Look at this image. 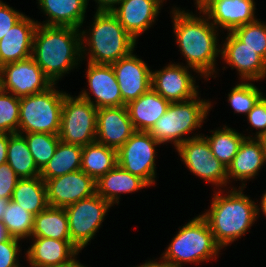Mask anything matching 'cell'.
Here are the masks:
<instances>
[{"label": "cell", "instance_id": "6da1fadb", "mask_svg": "<svg viewBox=\"0 0 266 267\" xmlns=\"http://www.w3.org/2000/svg\"><path fill=\"white\" fill-rule=\"evenodd\" d=\"M39 26L35 30L33 39L32 50L36 56L32 57L55 84L54 81L75 64L74 56L81 49L79 47L81 44L77 41H80V38H77V28L42 26L41 29Z\"/></svg>", "mask_w": 266, "mask_h": 267}, {"label": "cell", "instance_id": "7a4b0ae2", "mask_svg": "<svg viewBox=\"0 0 266 267\" xmlns=\"http://www.w3.org/2000/svg\"><path fill=\"white\" fill-rule=\"evenodd\" d=\"M257 213L256 205L248 197L232 191L227 197L216 195L211 211L202 216L207 220L215 241L223 246L244 234Z\"/></svg>", "mask_w": 266, "mask_h": 267}, {"label": "cell", "instance_id": "3957f363", "mask_svg": "<svg viewBox=\"0 0 266 267\" xmlns=\"http://www.w3.org/2000/svg\"><path fill=\"white\" fill-rule=\"evenodd\" d=\"M174 14L177 42L189 62L188 65L207 76L213 70L216 52H219L216 49L214 26L188 13L176 11Z\"/></svg>", "mask_w": 266, "mask_h": 267}, {"label": "cell", "instance_id": "277c9868", "mask_svg": "<svg viewBox=\"0 0 266 267\" xmlns=\"http://www.w3.org/2000/svg\"><path fill=\"white\" fill-rule=\"evenodd\" d=\"M93 27L89 63L112 64L132 53L136 40L111 11H97Z\"/></svg>", "mask_w": 266, "mask_h": 267}, {"label": "cell", "instance_id": "5b68a950", "mask_svg": "<svg viewBox=\"0 0 266 267\" xmlns=\"http://www.w3.org/2000/svg\"><path fill=\"white\" fill-rule=\"evenodd\" d=\"M220 247L207 220L199 216L183 226L163 258L169 260L171 267H181V261L197 262L209 259L212 255H216Z\"/></svg>", "mask_w": 266, "mask_h": 267}, {"label": "cell", "instance_id": "8992f818", "mask_svg": "<svg viewBox=\"0 0 266 267\" xmlns=\"http://www.w3.org/2000/svg\"><path fill=\"white\" fill-rule=\"evenodd\" d=\"M65 94L47 90L20 98L19 127L26 133L59 134Z\"/></svg>", "mask_w": 266, "mask_h": 267}, {"label": "cell", "instance_id": "52a82bcc", "mask_svg": "<svg viewBox=\"0 0 266 267\" xmlns=\"http://www.w3.org/2000/svg\"><path fill=\"white\" fill-rule=\"evenodd\" d=\"M97 108L87 93L75 100L65 94L61 111L59 139L66 144L85 146L97 141Z\"/></svg>", "mask_w": 266, "mask_h": 267}, {"label": "cell", "instance_id": "ba28073f", "mask_svg": "<svg viewBox=\"0 0 266 267\" xmlns=\"http://www.w3.org/2000/svg\"><path fill=\"white\" fill-rule=\"evenodd\" d=\"M209 107V103L202 100L196 101V99L184 101V103L171 102L166 113L148 132L159 143L175 140V146L178 147L186 139H177V137L190 132L197 126L200 127V122L206 116Z\"/></svg>", "mask_w": 266, "mask_h": 267}, {"label": "cell", "instance_id": "9c48e42d", "mask_svg": "<svg viewBox=\"0 0 266 267\" xmlns=\"http://www.w3.org/2000/svg\"><path fill=\"white\" fill-rule=\"evenodd\" d=\"M111 204L97 193L65 208L71 242L82 249L94 236Z\"/></svg>", "mask_w": 266, "mask_h": 267}, {"label": "cell", "instance_id": "30bf717a", "mask_svg": "<svg viewBox=\"0 0 266 267\" xmlns=\"http://www.w3.org/2000/svg\"><path fill=\"white\" fill-rule=\"evenodd\" d=\"M160 144L149 132L136 131L117 151L118 165L139 176L148 185L153 183L154 145Z\"/></svg>", "mask_w": 266, "mask_h": 267}, {"label": "cell", "instance_id": "8fae6325", "mask_svg": "<svg viewBox=\"0 0 266 267\" xmlns=\"http://www.w3.org/2000/svg\"><path fill=\"white\" fill-rule=\"evenodd\" d=\"M6 75L7 80L2 77ZM52 87L51 80L44 74L32 56L4 64L0 76V88L11 90L16 97L37 94Z\"/></svg>", "mask_w": 266, "mask_h": 267}, {"label": "cell", "instance_id": "7c38bea8", "mask_svg": "<svg viewBox=\"0 0 266 267\" xmlns=\"http://www.w3.org/2000/svg\"><path fill=\"white\" fill-rule=\"evenodd\" d=\"M44 181L50 207L66 208L96 194V181L81 169Z\"/></svg>", "mask_w": 266, "mask_h": 267}, {"label": "cell", "instance_id": "4fadbf2b", "mask_svg": "<svg viewBox=\"0 0 266 267\" xmlns=\"http://www.w3.org/2000/svg\"><path fill=\"white\" fill-rule=\"evenodd\" d=\"M177 150L194 174L210 182L219 184L226 182L227 167L212 155L206 138L197 136L187 139L177 147Z\"/></svg>", "mask_w": 266, "mask_h": 267}, {"label": "cell", "instance_id": "5bb4252c", "mask_svg": "<svg viewBox=\"0 0 266 267\" xmlns=\"http://www.w3.org/2000/svg\"><path fill=\"white\" fill-rule=\"evenodd\" d=\"M119 84L123 105L136 100L152 88V72L132 54L111 64Z\"/></svg>", "mask_w": 266, "mask_h": 267}, {"label": "cell", "instance_id": "9a60e30c", "mask_svg": "<svg viewBox=\"0 0 266 267\" xmlns=\"http://www.w3.org/2000/svg\"><path fill=\"white\" fill-rule=\"evenodd\" d=\"M135 132L126 105L97 109V142L118 151Z\"/></svg>", "mask_w": 266, "mask_h": 267}, {"label": "cell", "instance_id": "2e32d148", "mask_svg": "<svg viewBox=\"0 0 266 267\" xmlns=\"http://www.w3.org/2000/svg\"><path fill=\"white\" fill-rule=\"evenodd\" d=\"M152 88L170 102L191 100L197 96L193 79L185 67L178 65H170L163 71L152 73Z\"/></svg>", "mask_w": 266, "mask_h": 267}, {"label": "cell", "instance_id": "e0dca14e", "mask_svg": "<svg viewBox=\"0 0 266 267\" xmlns=\"http://www.w3.org/2000/svg\"><path fill=\"white\" fill-rule=\"evenodd\" d=\"M37 24L22 17L0 40V63L17 62L32 56L34 33Z\"/></svg>", "mask_w": 266, "mask_h": 267}, {"label": "cell", "instance_id": "ac0fdd59", "mask_svg": "<svg viewBox=\"0 0 266 267\" xmlns=\"http://www.w3.org/2000/svg\"><path fill=\"white\" fill-rule=\"evenodd\" d=\"M120 3L121 6L117 9L113 8L111 12L135 39L154 21L159 10L160 0H122Z\"/></svg>", "mask_w": 266, "mask_h": 267}, {"label": "cell", "instance_id": "d6986e66", "mask_svg": "<svg viewBox=\"0 0 266 267\" xmlns=\"http://www.w3.org/2000/svg\"><path fill=\"white\" fill-rule=\"evenodd\" d=\"M253 0H211L201 10L214 18V24L233 31L235 28L254 22Z\"/></svg>", "mask_w": 266, "mask_h": 267}, {"label": "cell", "instance_id": "ffe728a7", "mask_svg": "<svg viewBox=\"0 0 266 267\" xmlns=\"http://www.w3.org/2000/svg\"><path fill=\"white\" fill-rule=\"evenodd\" d=\"M88 67L89 86L97 99L94 106L97 109L122 106V95L112 65L89 63Z\"/></svg>", "mask_w": 266, "mask_h": 267}, {"label": "cell", "instance_id": "44dd1931", "mask_svg": "<svg viewBox=\"0 0 266 267\" xmlns=\"http://www.w3.org/2000/svg\"><path fill=\"white\" fill-rule=\"evenodd\" d=\"M227 40L222 54L229 65L237 67L246 79H259L266 74V61L258 53L245 46L232 31Z\"/></svg>", "mask_w": 266, "mask_h": 267}, {"label": "cell", "instance_id": "7402d4cb", "mask_svg": "<svg viewBox=\"0 0 266 267\" xmlns=\"http://www.w3.org/2000/svg\"><path fill=\"white\" fill-rule=\"evenodd\" d=\"M170 103L153 88L129 102L126 107L135 130L148 132L166 113Z\"/></svg>", "mask_w": 266, "mask_h": 267}, {"label": "cell", "instance_id": "603a6c76", "mask_svg": "<svg viewBox=\"0 0 266 267\" xmlns=\"http://www.w3.org/2000/svg\"><path fill=\"white\" fill-rule=\"evenodd\" d=\"M78 250L71 240L36 237L27 254L33 267H47L68 261Z\"/></svg>", "mask_w": 266, "mask_h": 267}, {"label": "cell", "instance_id": "cb8c5ba5", "mask_svg": "<svg viewBox=\"0 0 266 267\" xmlns=\"http://www.w3.org/2000/svg\"><path fill=\"white\" fill-rule=\"evenodd\" d=\"M148 184L139 176L122 169L118 164L96 181V193L110 204L120 192H131Z\"/></svg>", "mask_w": 266, "mask_h": 267}, {"label": "cell", "instance_id": "d4e9b609", "mask_svg": "<svg viewBox=\"0 0 266 267\" xmlns=\"http://www.w3.org/2000/svg\"><path fill=\"white\" fill-rule=\"evenodd\" d=\"M258 142L243 140L232 163L227 167V175L245 180L257 173L266 160L263 143L260 138Z\"/></svg>", "mask_w": 266, "mask_h": 267}, {"label": "cell", "instance_id": "484cf974", "mask_svg": "<svg viewBox=\"0 0 266 267\" xmlns=\"http://www.w3.org/2000/svg\"><path fill=\"white\" fill-rule=\"evenodd\" d=\"M51 18L44 26L78 28L84 20L87 0H39Z\"/></svg>", "mask_w": 266, "mask_h": 267}, {"label": "cell", "instance_id": "4316f807", "mask_svg": "<svg viewBox=\"0 0 266 267\" xmlns=\"http://www.w3.org/2000/svg\"><path fill=\"white\" fill-rule=\"evenodd\" d=\"M117 150L97 141L82 147L81 170L97 181L117 165Z\"/></svg>", "mask_w": 266, "mask_h": 267}, {"label": "cell", "instance_id": "83f0119b", "mask_svg": "<svg viewBox=\"0 0 266 267\" xmlns=\"http://www.w3.org/2000/svg\"><path fill=\"white\" fill-rule=\"evenodd\" d=\"M11 200L34 216L37 215L49 206L45 181L40 176L19 179Z\"/></svg>", "mask_w": 266, "mask_h": 267}, {"label": "cell", "instance_id": "f1b7e54d", "mask_svg": "<svg viewBox=\"0 0 266 267\" xmlns=\"http://www.w3.org/2000/svg\"><path fill=\"white\" fill-rule=\"evenodd\" d=\"M32 235L56 240H70L65 208L48 206L35 215Z\"/></svg>", "mask_w": 266, "mask_h": 267}, {"label": "cell", "instance_id": "f546056e", "mask_svg": "<svg viewBox=\"0 0 266 267\" xmlns=\"http://www.w3.org/2000/svg\"><path fill=\"white\" fill-rule=\"evenodd\" d=\"M82 146L59 142L54 156L40 173L43 180L53 179L81 169Z\"/></svg>", "mask_w": 266, "mask_h": 267}, {"label": "cell", "instance_id": "4dcf8cb0", "mask_svg": "<svg viewBox=\"0 0 266 267\" xmlns=\"http://www.w3.org/2000/svg\"><path fill=\"white\" fill-rule=\"evenodd\" d=\"M7 149V163L15 171L16 175L23 178H34L40 176L41 171L28 148L26 139L18 132L9 135Z\"/></svg>", "mask_w": 266, "mask_h": 267}, {"label": "cell", "instance_id": "1f68e13d", "mask_svg": "<svg viewBox=\"0 0 266 267\" xmlns=\"http://www.w3.org/2000/svg\"><path fill=\"white\" fill-rule=\"evenodd\" d=\"M244 139L245 137H242L241 134L227 128L216 131L212 137L207 138V141L211 147L212 155L228 167Z\"/></svg>", "mask_w": 266, "mask_h": 267}, {"label": "cell", "instance_id": "d6a6232c", "mask_svg": "<svg viewBox=\"0 0 266 267\" xmlns=\"http://www.w3.org/2000/svg\"><path fill=\"white\" fill-rule=\"evenodd\" d=\"M1 221L12 238L19 240L32 235L34 215L12 200L9 201Z\"/></svg>", "mask_w": 266, "mask_h": 267}, {"label": "cell", "instance_id": "836d02e7", "mask_svg": "<svg viewBox=\"0 0 266 267\" xmlns=\"http://www.w3.org/2000/svg\"><path fill=\"white\" fill-rule=\"evenodd\" d=\"M26 142L31 155L40 171L54 156L60 142L59 135L48 133H26Z\"/></svg>", "mask_w": 266, "mask_h": 267}, {"label": "cell", "instance_id": "e575fe53", "mask_svg": "<svg viewBox=\"0 0 266 267\" xmlns=\"http://www.w3.org/2000/svg\"><path fill=\"white\" fill-rule=\"evenodd\" d=\"M245 46L254 50L266 61V26L257 20L235 28L232 31Z\"/></svg>", "mask_w": 266, "mask_h": 267}, {"label": "cell", "instance_id": "d590c367", "mask_svg": "<svg viewBox=\"0 0 266 267\" xmlns=\"http://www.w3.org/2000/svg\"><path fill=\"white\" fill-rule=\"evenodd\" d=\"M0 88V133H17L19 127L20 98L6 96Z\"/></svg>", "mask_w": 266, "mask_h": 267}, {"label": "cell", "instance_id": "8d00e7d4", "mask_svg": "<svg viewBox=\"0 0 266 267\" xmlns=\"http://www.w3.org/2000/svg\"><path fill=\"white\" fill-rule=\"evenodd\" d=\"M261 97L256 86L242 83L232 89L229 101L235 111L248 114Z\"/></svg>", "mask_w": 266, "mask_h": 267}, {"label": "cell", "instance_id": "74e56055", "mask_svg": "<svg viewBox=\"0 0 266 267\" xmlns=\"http://www.w3.org/2000/svg\"><path fill=\"white\" fill-rule=\"evenodd\" d=\"M8 163L0 165V197L5 199L12 198L13 190L20 178Z\"/></svg>", "mask_w": 266, "mask_h": 267}, {"label": "cell", "instance_id": "f35d334b", "mask_svg": "<svg viewBox=\"0 0 266 267\" xmlns=\"http://www.w3.org/2000/svg\"><path fill=\"white\" fill-rule=\"evenodd\" d=\"M248 118L252 126L262 129L257 136L258 138L266 134V98L262 96L258 100L248 113Z\"/></svg>", "mask_w": 266, "mask_h": 267}, {"label": "cell", "instance_id": "ab89813d", "mask_svg": "<svg viewBox=\"0 0 266 267\" xmlns=\"http://www.w3.org/2000/svg\"><path fill=\"white\" fill-rule=\"evenodd\" d=\"M17 242L18 239L12 237L8 241L0 242V267H18V264H15Z\"/></svg>", "mask_w": 266, "mask_h": 267}, {"label": "cell", "instance_id": "60d3db41", "mask_svg": "<svg viewBox=\"0 0 266 267\" xmlns=\"http://www.w3.org/2000/svg\"><path fill=\"white\" fill-rule=\"evenodd\" d=\"M24 15L0 2V40Z\"/></svg>", "mask_w": 266, "mask_h": 267}, {"label": "cell", "instance_id": "b9f144b4", "mask_svg": "<svg viewBox=\"0 0 266 267\" xmlns=\"http://www.w3.org/2000/svg\"><path fill=\"white\" fill-rule=\"evenodd\" d=\"M9 138L6 133H0V165L7 163Z\"/></svg>", "mask_w": 266, "mask_h": 267}, {"label": "cell", "instance_id": "7bdbcfd3", "mask_svg": "<svg viewBox=\"0 0 266 267\" xmlns=\"http://www.w3.org/2000/svg\"><path fill=\"white\" fill-rule=\"evenodd\" d=\"M122 0H98L99 9L98 11H111L114 7L113 4L120 3ZM112 4V5H111Z\"/></svg>", "mask_w": 266, "mask_h": 267}, {"label": "cell", "instance_id": "ee69618b", "mask_svg": "<svg viewBox=\"0 0 266 267\" xmlns=\"http://www.w3.org/2000/svg\"><path fill=\"white\" fill-rule=\"evenodd\" d=\"M10 238L11 235L9 234L7 227L2 221H0V242L8 241Z\"/></svg>", "mask_w": 266, "mask_h": 267}, {"label": "cell", "instance_id": "f6af8a7d", "mask_svg": "<svg viewBox=\"0 0 266 267\" xmlns=\"http://www.w3.org/2000/svg\"><path fill=\"white\" fill-rule=\"evenodd\" d=\"M47 267H84V266H81L80 264H78L74 259L69 258V260L66 262H63V263H60L54 266H47Z\"/></svg>", "mask_w": 266, "mask_h": 267}, {"label": "cell", "instance_id": "bcb514c9", "mask_svg": "<svg viewBox=\"0 0 266 267\" xmlns=\"http://www.w3.org/2000/svg\"><path fill=\"white\" fill-rule=\"evenodd\" d=\"M10 199H5V198H1L0 197V221L2 220L3 218V214L6 210V207L9 203Z\"/></svg>", "mask_w": 266, "mask_h": 267}, {"label": "cell", "instance_id": "7dc6e473", "mask_svg": "<svg viewBox=\"0 0 266 267\" xmlns=\"http://www.w3.org/2000/svg\"><path fill=\"white\" fill-rule=\"evenodd\" d=\"M139 267H171L170 264L168 262H165L164 263H161V264H158L157 262L156 263H146L145 265L143 266H139Z\"/></svg>", "mask_w": 266, "mask_h": 267}, {"label": "cell", "instance_id": "c3c4849f", "mask_svg": "<svg viewBox=\"0 0 266 267\" xmlns=\"http://www.w3.org/2000/svg\"><path fill=\"white\" fill-rule=\"evenodd\" d=\"M211 0H197L198 8L202 9Z\"/></svg>", "mask_w": 266, "mask_h": 267}, {"label": "cell", "instance_id": "681fc988", "mask_svg": "<svg viewBox=\"0 0 266 267\" xmlns=\"http://www.w3.org/2000/svg\"><path fill=\"white\" fill-rule=\"evenodd\" d=\"M262 209H263V212L265 213V215H266V193H265V195H264V197H263V199H262Z\"/></svg>", "mask_w": 266, "mask_h": 267}, {"label": "cell", "instance_id": "f907efd6", "mask_svg": "<svg viewBox=\"0 0 266 267\" xmlns=\"http://www.w3.org/2000/svg\"><path fill=\"white\" fill-rule=\"evenodd\" d=\"M262 143H263V147H264V151H265V155H266V134L263 135L262 137H260Z\"/></svg>", "mask_w": 266, "mask_h": 267}, {"label": "cell", "instance_id": "816d5d0a", "mask_svg": "<svg viewBox=\"0 0 266 267\" xmlns=\"http://www.w3.org/2000/svg\"><path fill=\"white\" fill-rule=\"evenodd\" d=\"M1 70H2V64L0 63V75H1Z\"/></svg>", "mask_w": 266, "mask_h": 267}]
</instances>
